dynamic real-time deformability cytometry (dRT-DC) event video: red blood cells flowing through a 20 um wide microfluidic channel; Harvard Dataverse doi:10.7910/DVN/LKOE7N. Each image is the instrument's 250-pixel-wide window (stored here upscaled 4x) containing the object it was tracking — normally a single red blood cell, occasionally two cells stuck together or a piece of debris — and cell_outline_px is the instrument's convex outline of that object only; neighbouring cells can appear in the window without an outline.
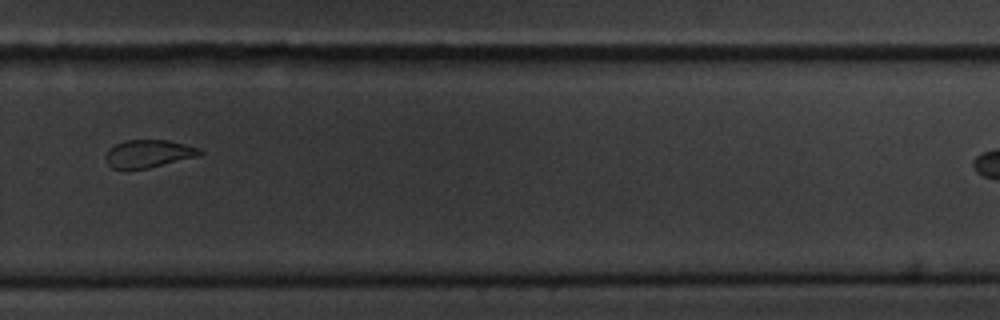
{"species": "common noctule bat (a hibernating species)", "species_latin": "Nyctalus noctula", "temperature_condition": "cold", "stored_images_in_passage": 15, "camera_frame_rate_fps": 3000, "um_per_image_px": 0.085, "animal": {"sex": "male", "body_mass_g": 20.1, "forearm_length_mm": 53.5}, "frame": {"image": 1, "passage_image": 11, "time_ms": 12.667, "image_size_px": [1000, 320], "cell_outline_px": [[204, 152], [200, 156], [148, 168], [128, 172], [124, 172], [112, 168], [104, 160], [104, 156], [108, 148], [116, 144], [128, 140], [168, 140], [200, 148]], "centroid_in_image_um": [12.57, 13.1], "position_along_channel_um": 317.2, "area_um2": 15.84}}
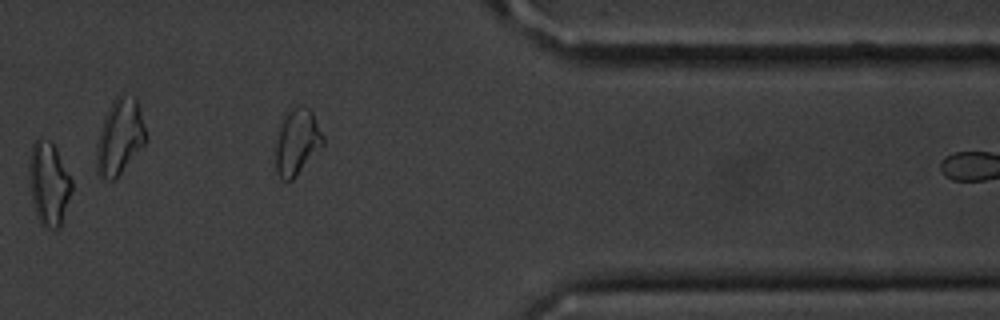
{"frame": {"image": 2, "passage_image": 13, "time_ms": 15.0, "image_size_px": [1000, 320], "cell_outline_px": [[72, 188], [60, 228], [52, 228], [40, 224], [32, 200], [28, 176], [28, 164], [32, 144], [36, 136], [48, 140], [56, 148], [72, 180]], "centroid_in_image_um": [4.12, 15.56], "position_along_channel_um": 407.3, "area_um2": 20.75}, "authors_computed_cell_mechanics": {"area_um2": 17.9758, "velocity_mm_per_s": 2.9546, "shape_relaxation_time_tau1_ms": null, "shape_relaxation_time_tau2_ms": 1.9134, "deformation_change_tau1": null, "deformation_change_tau2": 0.0497}}